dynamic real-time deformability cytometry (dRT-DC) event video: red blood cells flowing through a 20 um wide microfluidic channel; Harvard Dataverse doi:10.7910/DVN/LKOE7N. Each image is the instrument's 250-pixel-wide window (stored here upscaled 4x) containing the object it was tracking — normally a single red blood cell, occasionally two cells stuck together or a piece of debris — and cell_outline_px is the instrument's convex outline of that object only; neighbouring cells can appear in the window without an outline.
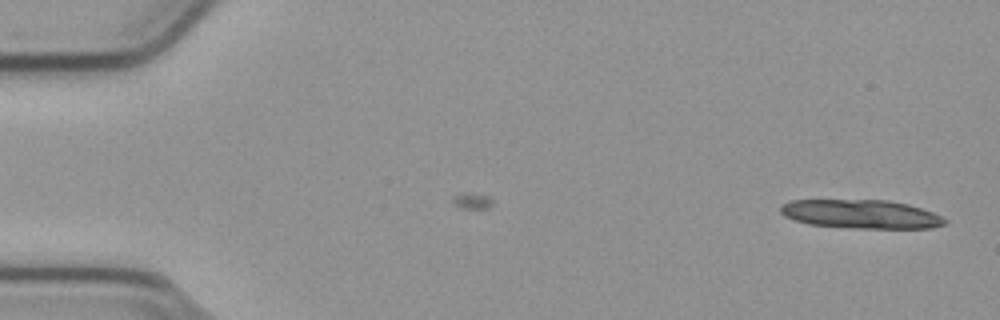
{"species": "common noctule bat (a hibernating species)", "species_latin": "Nyctalus noctula", "temperature_condition": "cold", "stored_images_in_passage": 14, "camera_frame_rate_fps": 3000, "um_per_image_px": 0.085, "animal": {"sex": "male", "body_mass_g": 23.1, "forearm_length_mm": 52.7}, "frame": {"image": 1, "passage_image": 1, "time_ms": 0.0, "image_size_px": [1000, 320], "cell_outline_px": [[948, 224], [932, 228], [852, 228], [808, 224], [792, 220], [784, 216], [780, 212], [780, 204], [792, 200], [888, 200], [908, 204], [932, 212], [948, 220]], "centroid_in_image_um": [73.17, 18.2], "position_along_channel_um": 11.8, "area_um2": 27.74}}